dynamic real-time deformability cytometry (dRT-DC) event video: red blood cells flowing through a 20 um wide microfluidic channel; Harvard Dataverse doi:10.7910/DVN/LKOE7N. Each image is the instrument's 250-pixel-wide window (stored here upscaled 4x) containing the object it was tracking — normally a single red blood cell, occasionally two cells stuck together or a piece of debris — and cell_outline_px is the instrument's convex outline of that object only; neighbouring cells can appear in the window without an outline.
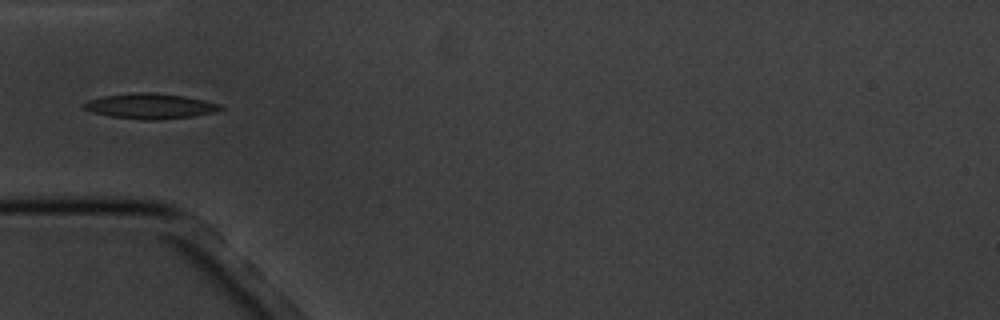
{"species": "common noctule bat (a hibernating species)", "species_latin": "Nyctalus noctula", "temperature_condition": "cold", "stored_images_in_passage": 18, "camera_frame_rate_fps": 3000, "um_per_image_px": 0.085, "animal": {"sex": "male", "body_mass_g": 20.1, "forearm_length_mm": 53.5}, "frame": {"image": 1, "passage_image": 7, "time_ms": 7.667, "image_size_px": [1000, 320], "cell_outline_px": [[224, 108], [216, 112], [192, 116], [160, 120], [144, 120], [112, 116], [96, 112], [84, 108], [80, 104], [88, 100], [104, 96], [128, 92], [156, 92], [184, 96], [204, 100], [220, 104]], "centroid_in_image_um": [12.79, 9.0], "position_along_channel_um": 72.2, "area_um2": 20.17}}
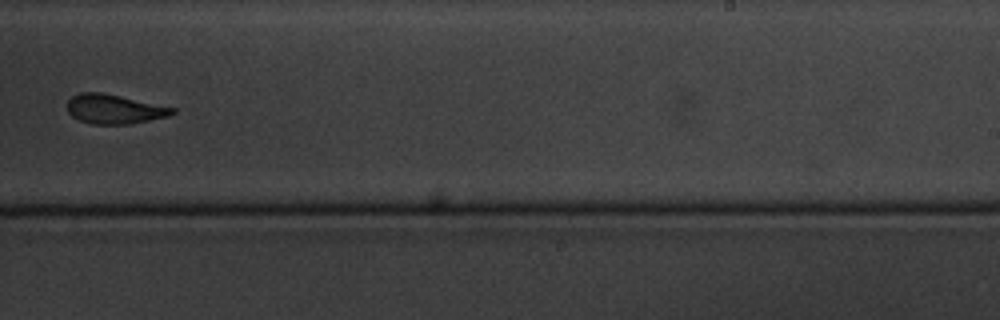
{"frame": {"image": 2, "passage_image": 12, "time_ms": 13.667, "image_size_px": [1000, 320], "cell_outline_px": [[176, 112], [168, 116], [128, 124], [92, 124], [80, 120], [72, 116], [68, 112], [68, 100], [72, 96], [80, 92], [100, 92], [120, 96], [176, 108]], "centroid_in_image_um": [9.7, 9.27], "position_along_channel_um": 279.3, "area_um2": 17.8}}
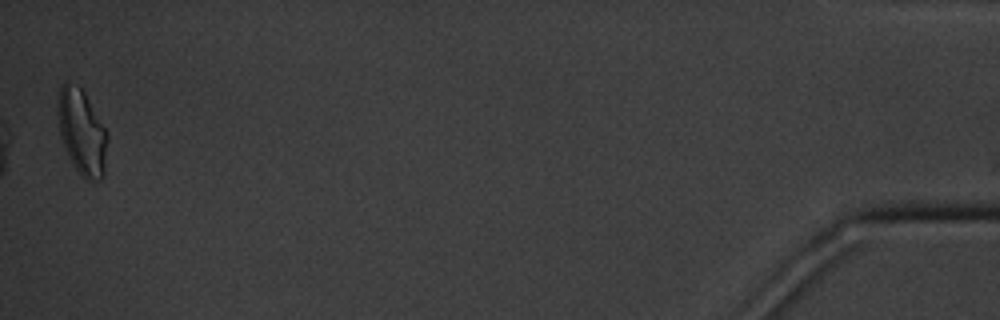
{"frame": {"image": 3, "passage_image": 18, "time_ms": 20.667, "image_size_px": [1000, 320], "cell_outline_px": [[108, 140], [104, 176], [100, 180], [88, 180], [80, 176], [72, 164], [64, 148], [60, 136], [56, 112], [56, 104], [60, 88], [64, 80], [68, 80], [80, 88], [84, 92], [108, 132]], "centroid_in_image_um": [6.94, 11.23], "position_along_channel_um": 428.3, "area_um2": 25.32}, "authors_computed_cell_mechanics": {"area_um2": 19.8254, "velocity_mm_per_s": 3.4471, "shape_relaxation_time_tau1_ms": 5.1762, "shape_relaxation_time_tau2_ms": 4.1677, "deformation_change_tau1": 0.1513, "deformation_change_tau2": 0.119}}